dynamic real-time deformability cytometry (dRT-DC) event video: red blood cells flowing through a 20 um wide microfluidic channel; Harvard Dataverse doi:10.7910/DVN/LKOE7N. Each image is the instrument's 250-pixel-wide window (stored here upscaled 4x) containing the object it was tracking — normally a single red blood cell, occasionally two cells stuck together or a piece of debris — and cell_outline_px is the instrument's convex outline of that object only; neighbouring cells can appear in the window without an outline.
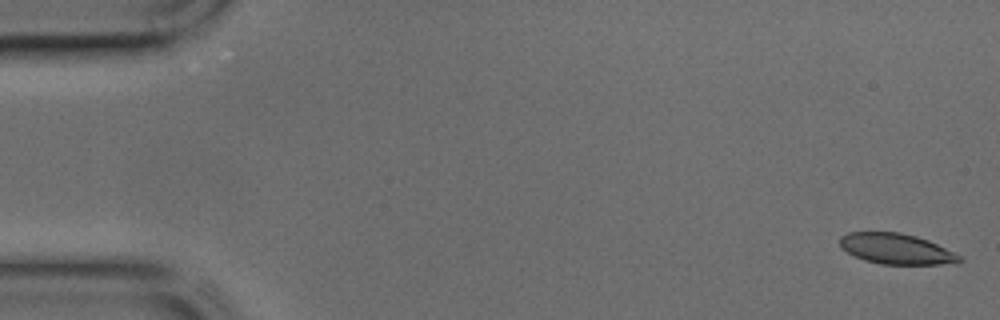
{"species": "common noctule bat (a hibernating species)", "species_latin": "Nyctalus noctula", "temperature_condition": "cold", "stored_images_in_passage": 45, "camera_frame_rate_fps": 3000, "um_per_image_px": 0.085, "animal": {"sex": "male", "body_mass_g": 17.9, "forearm_length_mm": 54.2}, "frame": {"image": 1, "passage_image": 1, "time_ms": 0.0, "image_size_px": [1000, 320], "cell_outline_px": [[964, 260], [956, 264], [880, 264], [864, 260], [840, 248], [840, 236], [848, 232], [900, 232], [916, 236], [928, 240], [960, 256]], "centroid_in_image_um": [76.17, 21.15], "position_along_channel_um": 8.8, "area_um2": 21.27}}
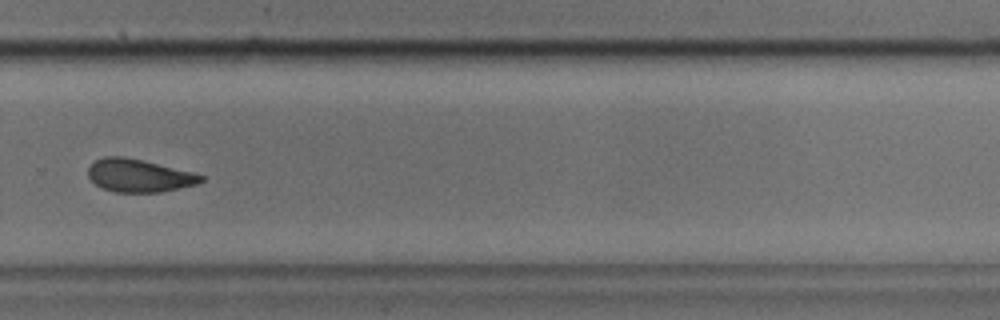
{"frame": {"image": 2, "passage_image": 30, "time_ms": 9.667, "image_size_px": [1000, 320], "cell_outline_px": [[204, 180], [196, 184], [160, 192], [116, 192], [104, 188], [96, 184], [88, 176], [88, 168], [96, 160], [104, 156], [124, 156], [144, 160], [192, 172], [204, 176]], "centroid_in_image_um": [11.81, 14.91], "position_along_channel_um": 318.0, "area_um2": 21.44}}
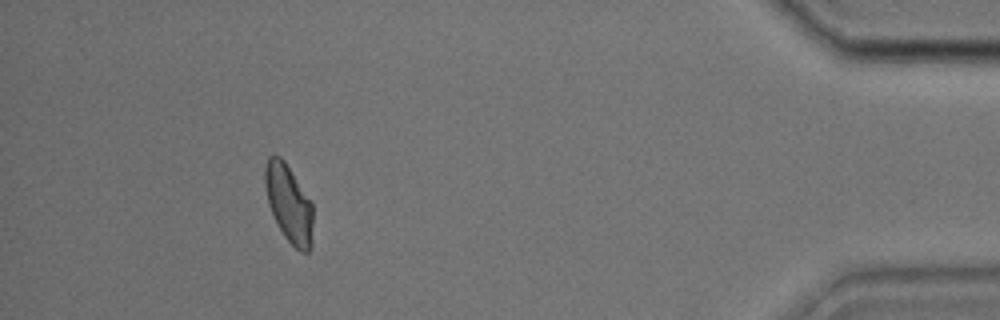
{"frame": {"image": 3, "passage_image": 40, "time_ms": 13.0, "image_size_px": [1000, 320], "cell_outline_px": [[312, 248], [308, 252], [300, 252], [284, 236], [268, 204], [264, 184], [264, 168], [268, 156], [280, 156], [284, 160], [312, 200]], "centroid_in_image_um": [24.56, 17.28], "position_along_channel_um": 410.6, "area_um2": 21.85}}